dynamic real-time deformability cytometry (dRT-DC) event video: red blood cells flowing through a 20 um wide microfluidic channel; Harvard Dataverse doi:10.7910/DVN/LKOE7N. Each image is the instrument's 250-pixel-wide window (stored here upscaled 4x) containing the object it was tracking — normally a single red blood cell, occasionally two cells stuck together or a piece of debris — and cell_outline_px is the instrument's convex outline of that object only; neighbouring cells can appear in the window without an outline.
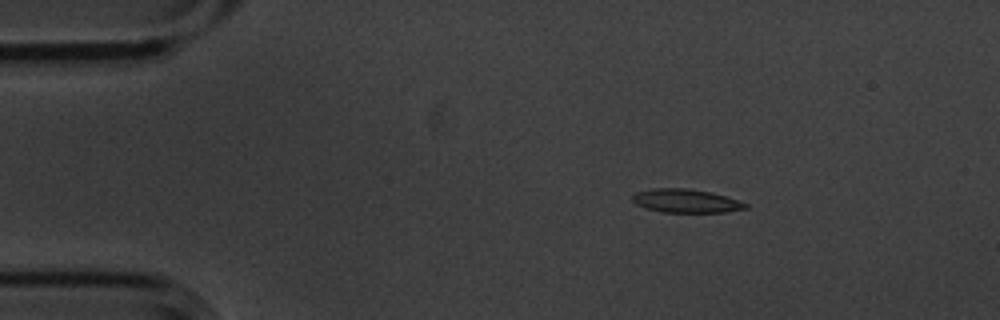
{"species": "common noctule bat (a hibernating species)", "species_latin": "Nyctalus noctula", "temperature_condition": "cold", "stored_images_in_passage": 3, "camera_frame_rate_fps": 3000, "um_per_image_px": 0.085, "animal": {"sex": "male", "body_mass_g": 20.1, "forearm_length_mm": 53.5}, "frame": {"image": 1, "passage_image": 1, "time_ms": 0.0, "image_size_px": [1000, 320], "cell_outline_px": [[748, 208], [724, 212], [660, 212], [644, 208], [636, 204], [632, 200], [632, 196], [636, 192], [652, 188], [688, 188], [712, 192], [748, 204]], "centroid_in_image_um": [58.26, 17.07], "position_along_channel_um": 26.7, "area_um2": 15.55}}